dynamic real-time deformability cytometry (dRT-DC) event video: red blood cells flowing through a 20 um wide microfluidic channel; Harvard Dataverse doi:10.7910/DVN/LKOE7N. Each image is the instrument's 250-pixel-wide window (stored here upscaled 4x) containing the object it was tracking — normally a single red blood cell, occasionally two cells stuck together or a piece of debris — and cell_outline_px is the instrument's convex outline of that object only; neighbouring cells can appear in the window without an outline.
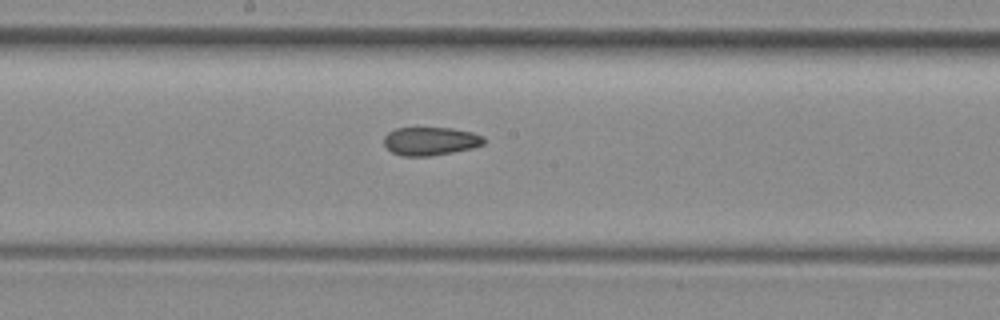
{"species": "common noctule bat (a hibernating species)", "species_latin": "Nyctalus noctula", "temperature_condition": "room temperature", "stored_images_in_passage": 7, "camera_frame_rate_fps": 3000, "um_per_image_px": 0.085, "animal": {"sex": "female", "body_mass_g": 29.2, "forearm_length_mm": 56.3}, "frame": {"image": 1, "passage_image": 7, "time_ms": 2.0, "image_size_px": [1000, 320], "cell_outline_px": [[484, 144], [472, 148], [452, 152], [428, 156], [404, 156], [392, 152], [384, 144], [384, 136], [388, 132], [396, 128], [452, 128], [472, 132], [484, 136]], "centroid_in_image_um": [36.59, 11.99], "position_along_channel_um": 211.6, "area_um2": 16.42}}